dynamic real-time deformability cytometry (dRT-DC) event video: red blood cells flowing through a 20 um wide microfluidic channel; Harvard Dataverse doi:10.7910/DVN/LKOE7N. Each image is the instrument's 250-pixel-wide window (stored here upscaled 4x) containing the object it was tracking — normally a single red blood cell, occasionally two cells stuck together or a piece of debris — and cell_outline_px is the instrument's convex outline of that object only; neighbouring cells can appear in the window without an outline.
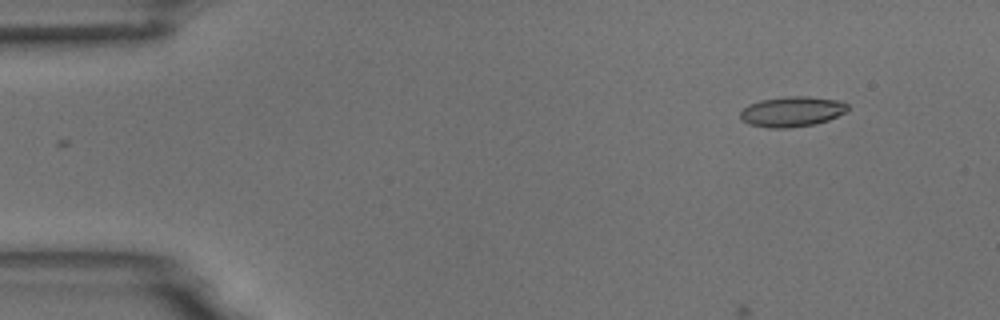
{"species": "common noctule bat (a hibernating species)", "species_latin": "Nyctalus noctula", "temperature_condition": "room temperature", "stored_images_in_passage": 2, "camera_frame_rate_fps": 3000, "um_per_image_px": 0.085, "animal": {"sex": "male", "body_mass_g": 18.8}, "frame": {"image": 1, "passage_image": 2, "time_ms": 2.0, "image_size_px": [1000, 320], "cell_outline_px": [[848, 112], [828, 120], [816, 124], [788, 128], [768, 128], [748, 124], [740, 120], [740, 112], [748, 104], [760, 100], [788, 96], [808, 96], [836, 100], [848, 104]], "centroid_in_image_um": [67.3, 9.49], "position_along_channel_um": 17.7, "area_um2": 19.13}}